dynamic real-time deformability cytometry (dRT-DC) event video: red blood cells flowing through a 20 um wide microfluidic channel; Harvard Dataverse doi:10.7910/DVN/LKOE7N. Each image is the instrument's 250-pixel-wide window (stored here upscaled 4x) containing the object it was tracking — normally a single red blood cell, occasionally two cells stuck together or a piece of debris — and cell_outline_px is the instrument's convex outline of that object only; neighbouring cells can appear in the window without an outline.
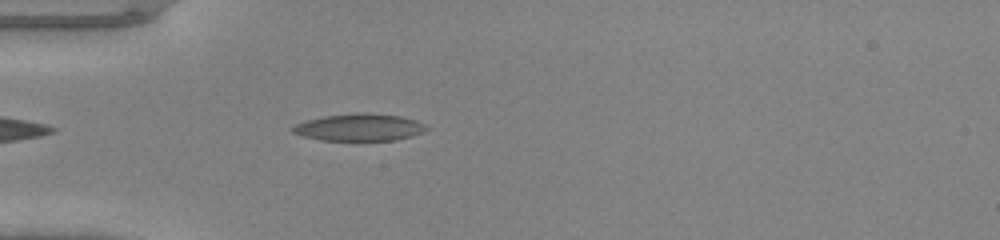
{"species": "common noctule bat (a hibernating species)", "species_latin": "Nyctalus noctula", "temperature_condition": "warm", "stored_images_in_passage": 35, "camera_frame_rate_fps": 3000, "um_per_image_px": 0.085, "animal": {"sex": "male", "body_mass_g": 20.0, "forearm_length_mm": 53.3}, "frame": {"image": 1, "passage_image": 1, "time_ms": 0.0, "image_size_px": [1000, 240], "cell_outline_px": [[428, 128], [424, 132], [412, 136], [396, 140], [320, 140], [304, 136], [292, 132], [288, 128], [296, 124], [308, 120], [324, 116], [364, 112], [400, 116], [416, 120], [424, 124]], "centroid_in_image_um": [30.55, 10.82], "position_along_channel_um": 54.5, "area_um2": 21.1}}
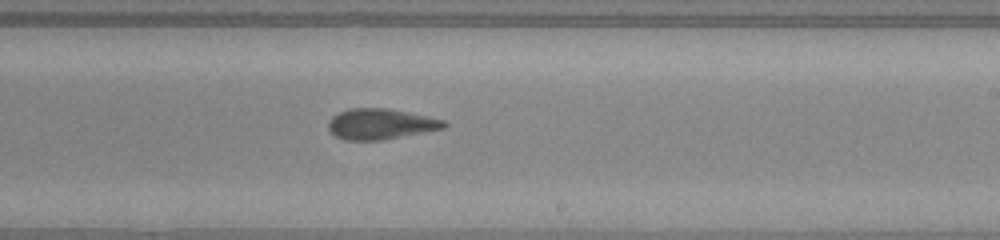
{"frame": {"image": 2, "passage_image": 16, "time_ms": 5.0, "image_size_px": [1000, 240], "cell_outline_px": [[448, 124], [444, 128], [424, 132], [380, 140], [344, 140], [336, 136], [328, 128], [328, 124], [332, 116], [348, 108], [388, 108], [408, 112], [444, 120]], "centroid_in_image_um": [32.34, 10.53], "position_along_channel_um": 256.7, "area_um2": 20.46}}
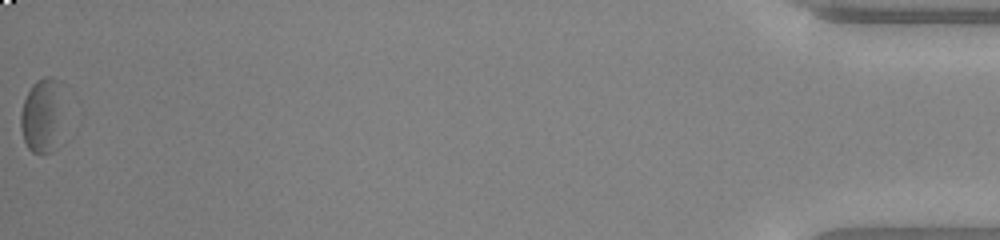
{"frame": {"image": 3, "passage_image": 35, "time_ms": 11.333, "image_size_px": [1000, 240], "cell_outline_px": [[68, 88], [56, 148], [52, 152], [32, 152], [28, 148], [24, 140], [20, 128], [20, 112], [24, 100], [32, 84], [36, 80], [44, 76], [52, 76], [60, 80]], "centroid_in_image_um": [3.67, 9.69], "position_along_channel_um": 431.5, "area_um2": 19.88}}